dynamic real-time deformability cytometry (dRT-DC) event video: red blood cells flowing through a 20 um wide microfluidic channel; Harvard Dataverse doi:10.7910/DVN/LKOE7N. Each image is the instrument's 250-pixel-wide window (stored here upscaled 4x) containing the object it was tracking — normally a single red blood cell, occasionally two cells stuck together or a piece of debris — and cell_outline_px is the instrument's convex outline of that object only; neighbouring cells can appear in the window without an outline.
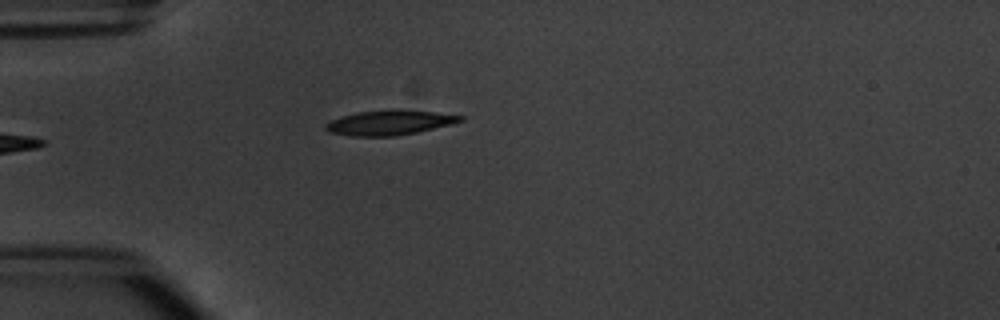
{"species": "common noctule bat (a hibernating species)", "species_latin": "Nyctalus noctula", "temperature_condition": "warm", "stored_images_in_passage": 1, "camera_frame_rate_fps": 3000, "um_per_image_px": 0.085, "animal": {"sex": "male", "body_mass_g": 20.1, "forearm_length_mm": 53.5}, "frame": {"image": 1, "passage_image": 1, "time_ms": 0.0, "image_size_px": [1000, 320], "cell_outline_px": [[464, 120], [452, 124], [416, 132], [396, 136], [352, 136], [328, 132], [324, 128], [324, 124], [340, 116], [360, 112], [392, 108], [400, 108], [464, 116]], "centroid_in_image_um": [33.09, 10.41], "position_along_channel_um": 51.9, "area_um2": 19.65}}